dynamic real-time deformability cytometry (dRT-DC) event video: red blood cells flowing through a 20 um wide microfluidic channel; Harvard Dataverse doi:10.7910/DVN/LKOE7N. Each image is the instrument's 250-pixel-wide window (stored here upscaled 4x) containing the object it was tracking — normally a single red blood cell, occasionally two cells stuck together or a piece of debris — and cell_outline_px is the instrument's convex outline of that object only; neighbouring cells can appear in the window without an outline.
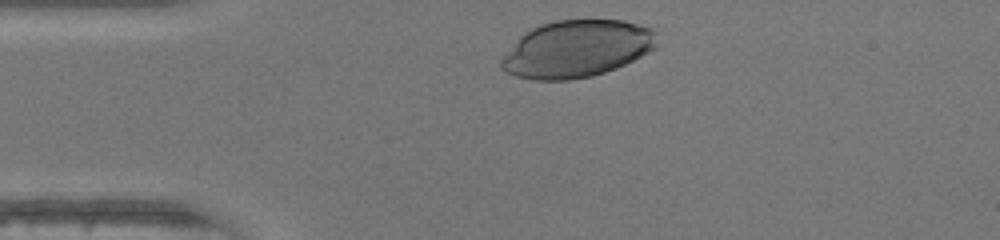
{"species": "human", "species_latin": "Homo sapiens", "temperature_condition": "warm", "stored_images_in_passage": 28, "camera_frame_rate_fps": 3000, "um_per_image_px": 0.085, "donor": {"sex": "female"}, "frame": {"image": 1, "passage_image": 2, "time_ms": 0.333, "image_size_px": [1000, 240], "cell_outline_px": [[656, 48], [616, 68], [592, 76], [568, 80], [536, 80], [516, 76], [500, 68], [500, 60], [516, 40], [524, 32], [540, 24], [556, 20], [624, 20], [652, 28], [656, 32]], "centroid_in_image_um": [49.01, 4.15], "position_along_channel_um": 36.0, "area_um2": 51.67}}
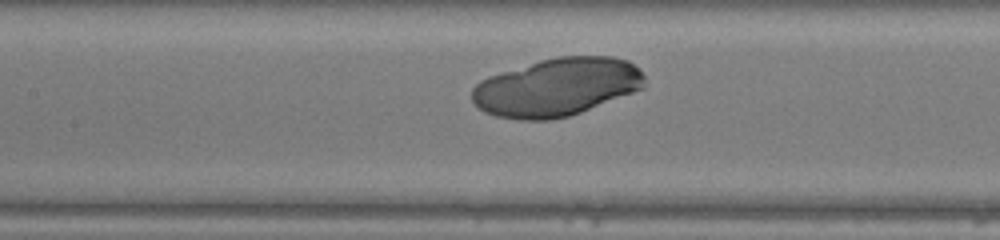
{"frame": {"image": 2, "passage_image": 13, "time_ms": 4.0, "image_size_px": [1000, 240], "cell_outline_px": [[644, 88], [580, 112], [568, 116], [552, 120], [520, 120], [496, 116], [484, 112], [472, 100], [472, 88], [480, 80], [488, 76], [540, 60], [556, 56], [612, 56], [628, 60], [644, 76]], "centroid_in_image_um": [47.3, 7.4], "position_along_channel_um": 160.1, "area_um2": 58.2}}
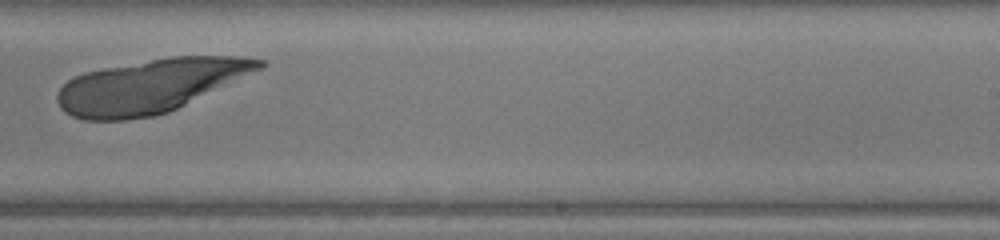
{"frame": {"image": 3, "passage_image": 21, "time_ms": 6.667, "image_size_px": [1000, 240], "cell_outline_px": [[264, 64], [260, 68], [168, 112], [152, 116], [124, 120], [84, 120], [72, 116], [64, 112], [60, 108], [56, 100], [56, 96], [60, 88], [68, 80], [84, 72], [104, 68], [172, 56], [236, 56], [264, 60]], "centroid_in_image_um": [12.67, 7.31], "position_along_channel_um": 276.3, "area_um2": 61.96}}